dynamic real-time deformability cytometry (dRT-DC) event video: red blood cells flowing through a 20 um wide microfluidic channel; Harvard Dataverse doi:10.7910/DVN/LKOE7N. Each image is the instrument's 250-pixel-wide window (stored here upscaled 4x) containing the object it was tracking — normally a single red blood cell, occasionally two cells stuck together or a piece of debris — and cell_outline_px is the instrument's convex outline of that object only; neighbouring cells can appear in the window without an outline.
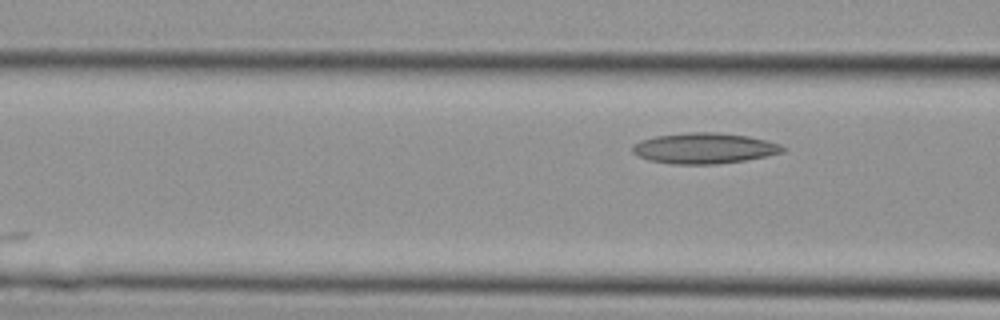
{"species": "Egyptian fruit bat (a non-hibernating species)", "species_latin": "Rousettus aegyptiacus", "temperature_condition": "cold", "stored_images_in_passage": 4, "camera_frame_rate_fps": 3000, "um_per_image_px": 0.085, "animal": {"sex": "female"}, "frame": {"image": 1, "passage_image": 3, "time_ms": 0.667, "image_size_px": [1000, 320], "cell_outline_px": [[788, 148], [784, 152], [744, 160], [716, 164], [672, 164], [648, 160], [632, 152], [632, 144], [640, 140], [656, 136], [688, 132], [716, 132], [748, 136], [780, 144]], "centroid_in_image_um": [59.84, 12.6], "position_along_channel_um": 106.8, "area_um2": 26.82}}